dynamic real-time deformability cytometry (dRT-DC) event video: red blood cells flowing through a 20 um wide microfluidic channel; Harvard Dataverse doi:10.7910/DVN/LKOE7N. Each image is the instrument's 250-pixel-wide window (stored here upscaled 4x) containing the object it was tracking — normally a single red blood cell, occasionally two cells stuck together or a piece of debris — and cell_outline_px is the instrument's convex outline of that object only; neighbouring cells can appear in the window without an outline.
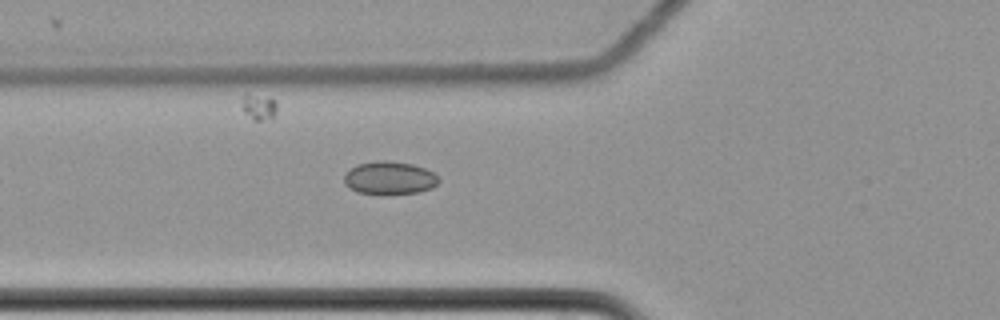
{"species": "common noctule bat (a hibernating species)", "species_latin": "Nyctalus noctula", "temperature_condition": "cold", "stored_images_in_passage": 5, "camera_frame_rate_fps": 3000, "um_per_image_px": 0.085, "animal": {"sex": "female", "body_mass_g": 22.7, "forearm_length_mm": 54.2}, "frame": {"image": 1, "passage_image": 5, "time_ms": 1.333, "image_size_px": [1000, 320], "cell_outline_px": [[440, 180], [432, 188], [420, 192], [356, 192], [348, 188], [344, 184], [344, 176], [356, 164], [380, 160], [384, 160], [412, 164], [424, 168], [432, 172]], "centroid_in_image_um": [33.09, 15.1], "position_along_channel_um": 92.7, "area_um2": 17.63}}